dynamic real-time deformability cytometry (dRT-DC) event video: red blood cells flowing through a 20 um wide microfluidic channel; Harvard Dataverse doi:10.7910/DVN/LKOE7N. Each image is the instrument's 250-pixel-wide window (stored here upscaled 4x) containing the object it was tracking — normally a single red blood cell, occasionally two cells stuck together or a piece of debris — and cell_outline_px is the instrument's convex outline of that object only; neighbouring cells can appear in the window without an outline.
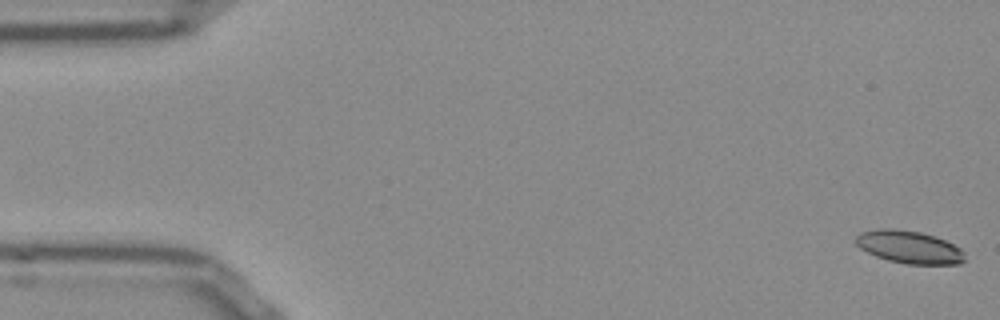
{"species": "Egyptian fruit bat (a non-hibernating species)", "species_latin": "Rousettus aegyptiacus", "temperature_condition": "room temperature", "stored_images_in_passage": 53, "camera_frame_rate_fps": 3000, "um_per_image_px": 0.085, "frame": {"image": 1, "passage_image": 1, "time_ms": 0.0, "image_size_px": [1000, 320], "cell_outline_px": [[964, 260], [960, 264], [904, 264], [888, 260], [876, 256], [860, 248], [856, 244], [856, 236], [860, 232], [880, 228], [892, 228], [920, 232], [936, 236], [960, 248], [964, 252]], "centroid_in_image_um": [77.27, 21.0], "position_along_channel_um": 7.7, "area_um2": 20.75}}
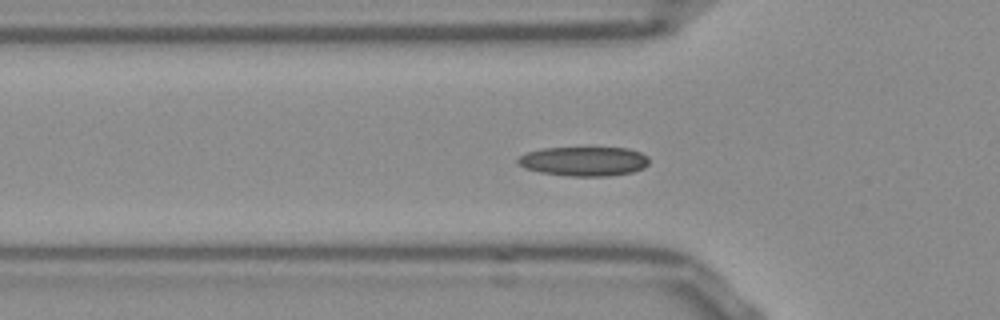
{"frame": {"image": 2, "passage_image": 17, "time_ms": 5.333, "image_size_px": [1000, 320], "cell_outline_px": [[648, 164], [644, 168], [632, 172], [608, 176], [572, 176], [540, 172], [524, 168], [516, 160], [520, 156], [528, 152], [540, 148], [628, 148], [640, 152], [648, 156]], "centroid_in_image_um": [49.65, 13.71], "position_along_channel_um": 76.2, "area_um2": 22.37}}
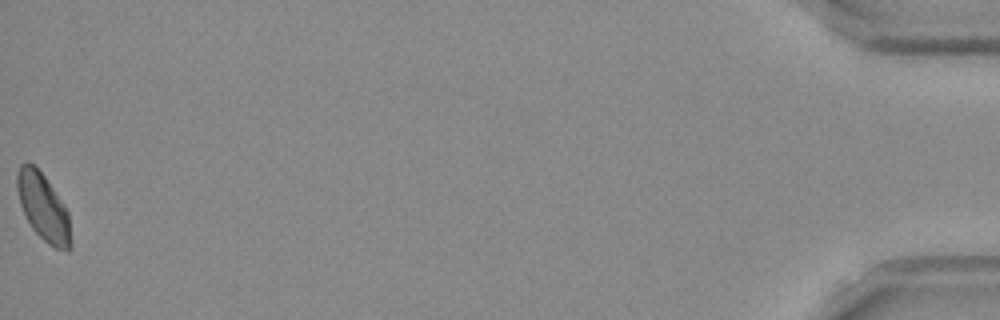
{"frame": {"image": 3, "passage_image": 53, "time_ms": 17.333, "image_size_px": [1000, 320], "cell_outline_px": [[72, 248], [68, 252], [56, 248], [48, 244], [32, 228], [20, 204], [16, 188], [16, 176], [20, 164], [28, 160], [44, 176], [64, 204], [68, 212], [72, 244]], "centroid_in_image_um": [3.68, 17.63], "position_along_channel_um": 431.5, "area_um2": 21.04}}